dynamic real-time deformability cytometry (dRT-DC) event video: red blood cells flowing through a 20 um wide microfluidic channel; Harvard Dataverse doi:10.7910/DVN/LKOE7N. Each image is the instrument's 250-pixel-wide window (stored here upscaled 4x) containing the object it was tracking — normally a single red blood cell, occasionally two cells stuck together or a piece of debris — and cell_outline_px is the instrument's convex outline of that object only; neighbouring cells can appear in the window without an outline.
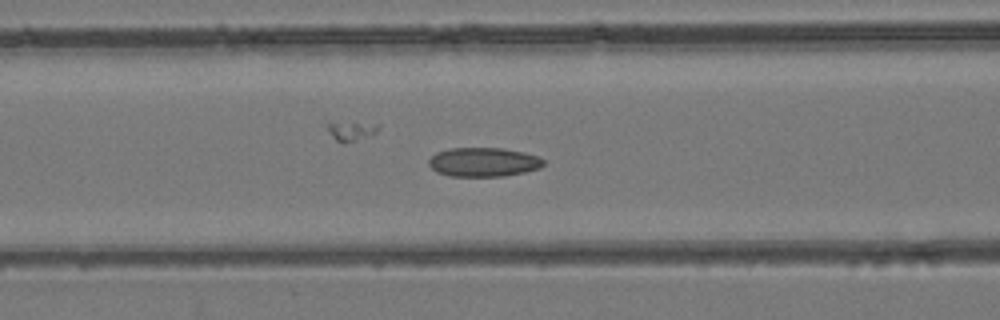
{"species": "common noctule bat (a hibernating species)", "species_latin": "Nyctalus noctula", "temperature_condition": "room temperature", "stored_images_in_passage": 50, "camera_frame_rate_fps": 3000, "um_per_image_px": 0.085, "animal": {"sex": "female", "body_mass_g": 24.6, "forearm_length_mm": 56.2}, "frame": {"image": 1, "passage_image": 20, "time_ms": 6.333, "image_size_px": [1000, 320], "cell_outline_px": [[544, 164], [540, 168], [524, 172], [504, 176], [448, 176], [436, 172], [428, 164], [428, 160], [436, 152], [448, 148], [504, 148], [524, 152], [536, 156], [544, 160]], "centroid_in_image_um": [41.07, 13.77], "position_along_channel_um": 125.5, "area_um2": 19.54}}
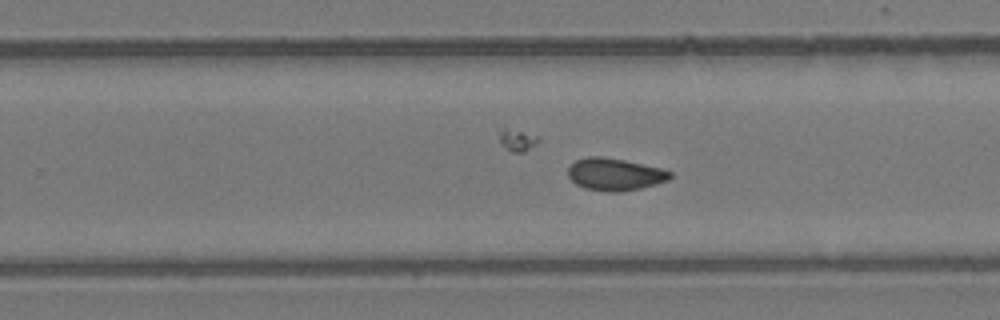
{"frame": {"image": 2, "passage_image": 31, "time_ms": 10.0, "image_size_px": [1000, 320], "cell_outline_px": [[672, 176], [668, 180], [656, 184], [640, 188], [620, 192], [608, 192], [584, 188], [576, 184], [568, 176], [568, 168], [576, 160], [588, 156], [600, 156], [624, 160], [660, 168], [672, 172]], "centroid_in_image_um": [52.25, 14.82], "position_along_channel_um": 277.5, "area_um2": 19.13}}
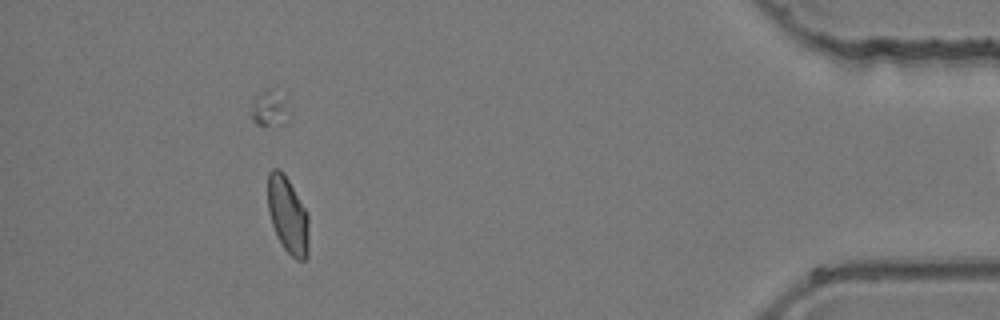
{"frame": {"image": 3, "passage_image": 45, "time_ms": 14.667, "image_size_px": [1000, 320], "cell_outline_px": [[308, 256], [304, 260], [296, 260], [284, 248], [276, 236], [272, 224], [268, 208], [268, 172], [272, 168], [280, 168], [288, 180], [308, 212]], "centroid_in_image_um": [24.47, 18.29], "position_along_channel_um": 410.7, "area_um2": 18.38}}